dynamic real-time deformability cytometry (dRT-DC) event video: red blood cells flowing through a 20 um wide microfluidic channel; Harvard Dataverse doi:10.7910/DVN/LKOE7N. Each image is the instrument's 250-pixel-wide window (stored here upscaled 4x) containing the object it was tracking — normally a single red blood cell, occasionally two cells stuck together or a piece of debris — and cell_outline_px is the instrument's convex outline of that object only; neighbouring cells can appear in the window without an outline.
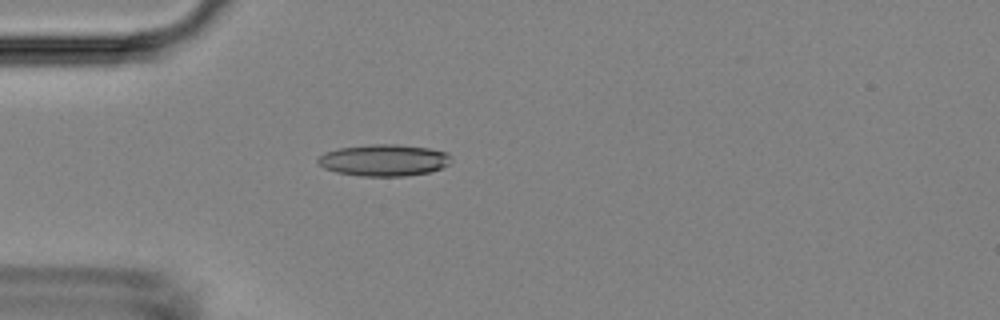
{"species": "Egyptian fruit bat (a non-hibernating species)", "species_latin": "Rousettus aegyptiacus", "temperature_condition": "room temperature", "stored_images_in_passage": 3, "camera_frame_rate_fps": 3000, "um_per_image_px": 0.085, "animal": {"sex": "female"}, "frame": {"image": 1, "passage_image": 3, "time_ms": 3.333, "image_size_px": [1000, 320], "cell_outline_px": [[452, 160], [448, 164], [440, 168], [428, 172], [404, 176], [360, 176], [336, 172], [324, 168], [316, 160], [324, 152], [340, 148], [372, 144], [396, 144], [428, 148], [448, 152], [452, 156]], "centroid_in_image_um": [32.64, 13.61], "position_along_channel_um": 52.4, "area_um2": 24.57}}